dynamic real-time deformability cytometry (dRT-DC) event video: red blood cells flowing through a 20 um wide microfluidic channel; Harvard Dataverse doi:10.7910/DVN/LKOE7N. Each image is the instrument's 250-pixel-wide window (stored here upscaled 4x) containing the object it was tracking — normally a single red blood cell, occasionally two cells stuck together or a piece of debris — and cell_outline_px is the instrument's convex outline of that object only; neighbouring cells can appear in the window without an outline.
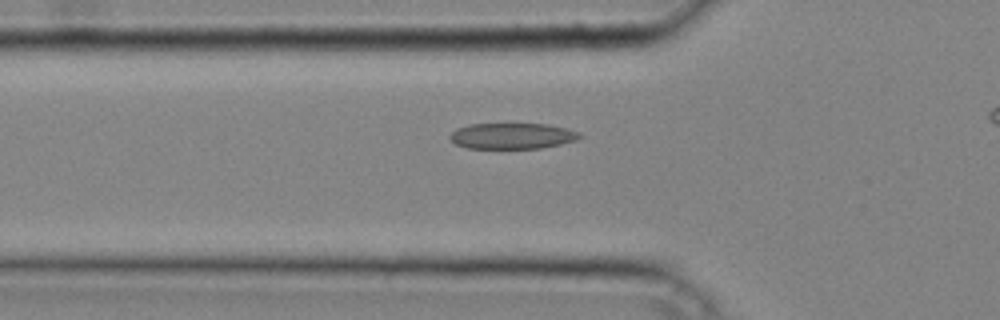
{"species": "common noctule bat (a hibernating species)", "species_latin": "Nyctalus noctula", "temperature_condition": "cold", "stored_images_in_passage": 35, "camera_frame_rate_fps": 3000, "um_per_image_px": 0.085, "animal": {"sex": "male", "body_mass_g": 20.4}, "frame": {"image": 1, "passage_image": 14, "time_ms": 4.333, "image_size_px": [1000, 320], "cell_outline_px": [[584, 136], [576, 140], [560, 144], [540, 148], [468, 148], [456, 144], [448, 136], [456, 128], [468, 124], [548, 124], [568, 128], [580, 132]], "centroid_in_image_um": [43.57, 11.54], "position_along_channel_um": 82.2, "area_um2": 19.65}}
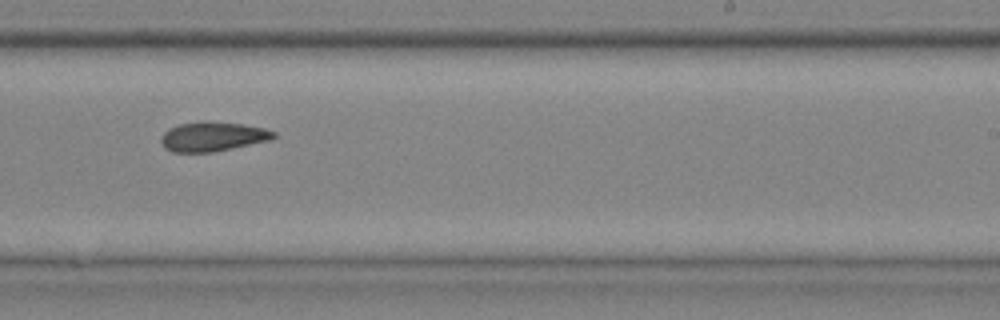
{"frame": {"image": 2, "passage_image": 26, "time_ms": 8.333, "image_size_px": [1000, 320], "cell_outline_px": [[276, 136], [272, 140], [212, 152], [172, 152], [164, 148], [160, 140], [164, 132], [168, 128], [180, 124], [244, 124], [264, 128], [276, 132]], "centroid_in_image_um": [18.1, 11.66], "position_along_channel_um": 270.9, "area_um2": 18.61}}
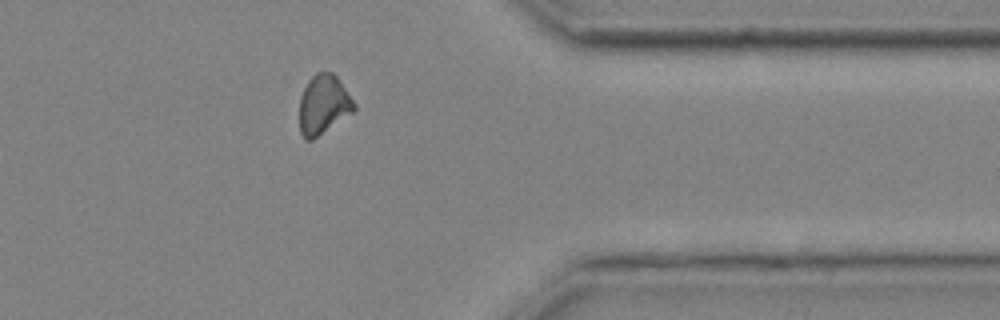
{"frame": {"image": 3, "passage_image": 34, "time_ms": 11.0, "image_size_px": [1000, 320], "cell_outline_px": [[356, 108], [352, 112], [312, 140], [304, 140], [300, 132], [300, 96], [308, 80], [316, 72], [332, 72], [336, 76], [356, 104]], "centroid_in_image_um": [27.47, 8.89], "position_along_channel_um": 383.9, "area_um2": 18.67}}